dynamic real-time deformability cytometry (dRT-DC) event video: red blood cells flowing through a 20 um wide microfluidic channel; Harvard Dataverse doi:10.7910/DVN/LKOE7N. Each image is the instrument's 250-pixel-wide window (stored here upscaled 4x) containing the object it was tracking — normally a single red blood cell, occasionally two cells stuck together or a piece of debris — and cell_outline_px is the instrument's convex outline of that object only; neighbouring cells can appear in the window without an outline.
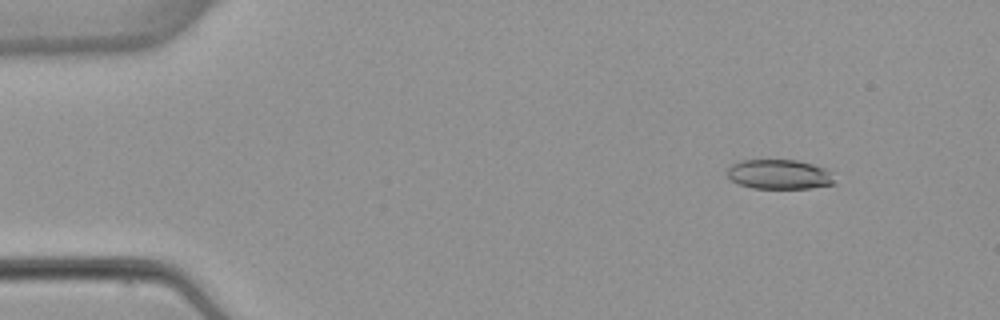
{"species": "common noctule bat (a hibernating species)", "species_latin": "Nyctalus noctula", "temperature_condition": "warm", "stored_images_in_passage": 3, "camera_frame_rate_fps": 3000, "um_per_image_px": 0.085, "animal": {"sex": "female", "body_mass_g": 22.7, "forearm_length_mm": 54.2}, "frame": {"image": 1, "passage_image": 1, "time_ms": 0.0, "image_size_px": [1000, 320], "cell_outline_px": [[836, 184], [808, 188], [752, 188], [740, 184], [732, 180], [728, 176], [728, 168], [732, 164], [740, 160], [796, 160], [812, 164], [824, 168], [832, 172]], "centroid_in_image_um": [66.27, 14.82], "position_along_channel_um": 18.7, "area_um2": 18.5}}